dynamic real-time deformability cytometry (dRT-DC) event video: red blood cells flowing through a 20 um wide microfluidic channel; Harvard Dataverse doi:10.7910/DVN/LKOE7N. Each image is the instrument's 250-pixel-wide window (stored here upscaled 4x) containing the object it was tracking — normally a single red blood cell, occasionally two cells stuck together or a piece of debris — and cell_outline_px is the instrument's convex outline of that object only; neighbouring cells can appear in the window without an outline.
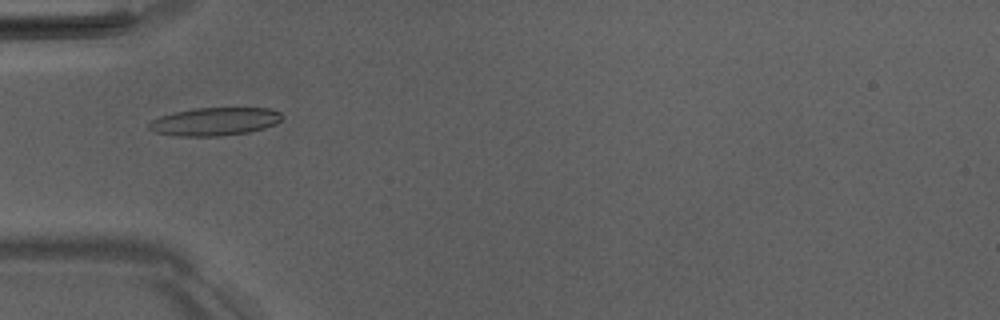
{"species": "Egyptian fruit bat (a non-hibernating species)", "species_latin": "Rousettus aegyptiacus", "temperature_condition": "room temperature", "stored_images_in_passage": 42, "camera_frame_rate_fps": 3000, "um_per_image_px": 0.085, "animal": {"sex": "male"}, "frame": {"image": 1, "passage_image": 8, "time_ms": 2.333, "image_size_px": [1000, 320], "cell_outline_px": [[284, 116], [276, 124], [264, 128], [248, 132], [220, 136], [176, 136], [152, 132], [148, 128], [148, 124], [152, 120], [160, 116], [176, 112], [196, 108], [268, 108], [280, 112]], "centroid_in_image_um": [18.24, 10.34], "position_along_channel_um": 66.8, "area_um2": 21.79}}
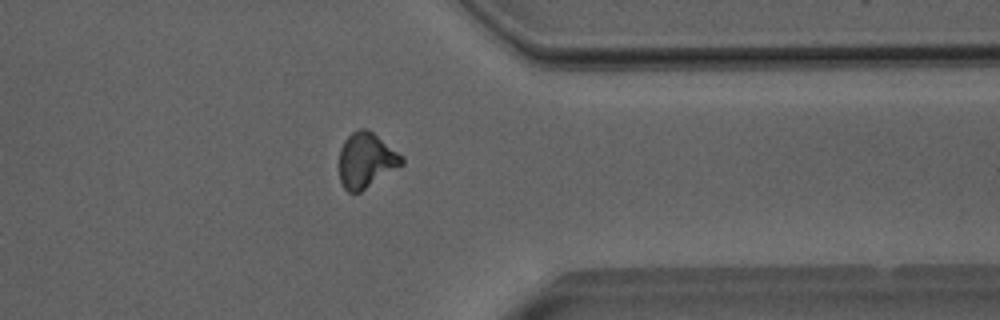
{"frame": {"image": 2, "passage_image": 32, "time_ms": 10.333, "image_size_px": [1000, 320], "cell_outline_px": [[404, 164], [360, 192], [348, 192], [344, 188], [340, 180], [340, 148], [344, 140], [352, 132], [360, 128], [368, 128], [404, 156]], "centroid_in_image_um": [31.14, 13.6], "position_along_channel_um": 380.3, "area_um2": 20.17}}
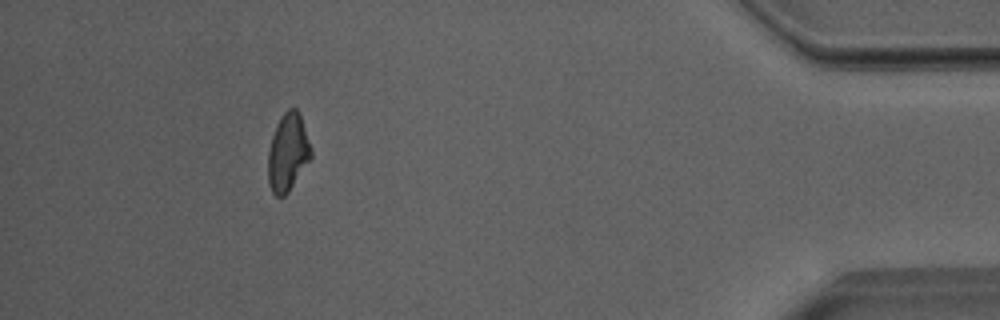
{"frame": {"image": 3, "passage_image": 38, "time_ms": 12.333, "image_size_px": [1000, 320], "cell_outline_px": [[312, 156], [288, 192], [284, 196], [276, 196], [272, 192], [268, 184], [268, 152], [272, 136], [276, 124], [280, 116], [288, 108], [296, 108], [300, 112], [312, 148]], "centroid_in_image_um": [24.47, 12.92], "position_along_channel_um": 410.7, "area_um2": 19.59}, "authors_computed_cell_mechanics": {"area_um2": 19.9121, "velocity_mm_per_s": 4.0272, "shape_relaxation_time_tau1_ms": null, "shape_relaxation_time_tau2_ms": 3.7383, "deformation_change_tau1": null, "deformation_change_tau2": 0.1211}}